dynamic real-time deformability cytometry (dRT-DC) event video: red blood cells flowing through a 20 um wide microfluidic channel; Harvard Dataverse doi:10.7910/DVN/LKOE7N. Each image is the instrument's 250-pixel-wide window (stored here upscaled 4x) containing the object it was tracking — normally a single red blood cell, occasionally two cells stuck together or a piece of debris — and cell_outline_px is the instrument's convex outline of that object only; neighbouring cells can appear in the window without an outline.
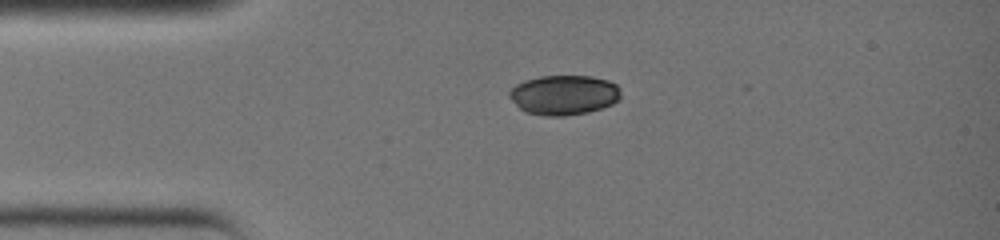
{"species": "common noctule bat (a hibernating species)", "species_latin": "Nyctalus noctula", "temperature_condition": "warm", "stored_images_in_passage": 29, "camera_frame_rate_fps": 3000, "um_per_image_px": 0.085, "animal": {"sex": "female", "body_mass_g": 19.0, "forearm_length_mm": 51.5}, "frame": {"image": 1, "passage_image": 1, "time_ms": 0.0, "image_size_px": [1000, 240], "cell_outline_px": [[620, 96], [612, 104], [588, 112], [564, 116], [544, 116], [528, 112], [520, 108], [508, 96], [508, 92], [516, 84], [524, 80], [540, 76], [592, 76], [608, 80], [616, 84], [620, 88]], "centroid_in_image_um": [47.92, 8.06], "position_along_channel_um": 37.1, "area_um2": 25.78}}
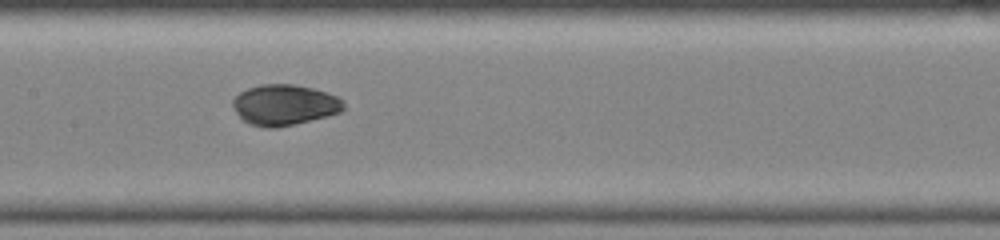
{"frame": {"image": 2, "passage_image": 11, "time_ms": 3.333, "image_size_px": [1000, 240], "cell_outline_px": [[344, 108], [340, 112], [328, 116], [276, 128], [264, 128], [248, 124], [236, 112], [232, 104], [232, 100], [240, 92], [248, 88], [260, 84], [296, 84], [312, 88], [336, 96], [344, 104]], "centroid_in_image_um": [24.15, 8.92], "position_along_channel_um": 183.3, "area_um2": 26.18}}
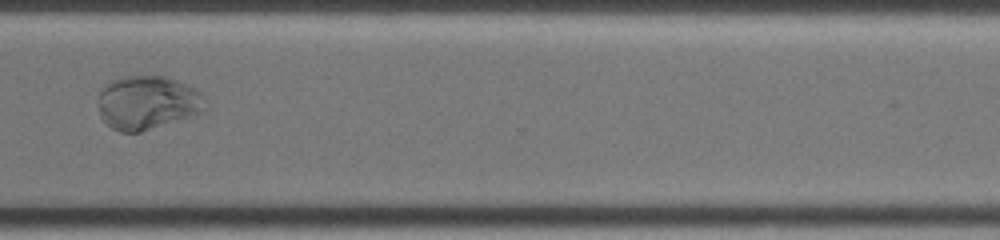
{"frame": {"image": 3, "passage_image": 21, "time_ms": 6.667, "image_size_px": [1000, 240], "cell_outline_px": [[208, 108], [200, 112], [140, 132], [120, 132], [112, 128], [100, 116], [100, 88], [108, 80], [124, 76], [168, 76], [200, 92], [208, 100]], "centroid_in_image_um": [12.53, 8.7], "position_along_channel_um": 358.1, "area_um2": 33.41}}